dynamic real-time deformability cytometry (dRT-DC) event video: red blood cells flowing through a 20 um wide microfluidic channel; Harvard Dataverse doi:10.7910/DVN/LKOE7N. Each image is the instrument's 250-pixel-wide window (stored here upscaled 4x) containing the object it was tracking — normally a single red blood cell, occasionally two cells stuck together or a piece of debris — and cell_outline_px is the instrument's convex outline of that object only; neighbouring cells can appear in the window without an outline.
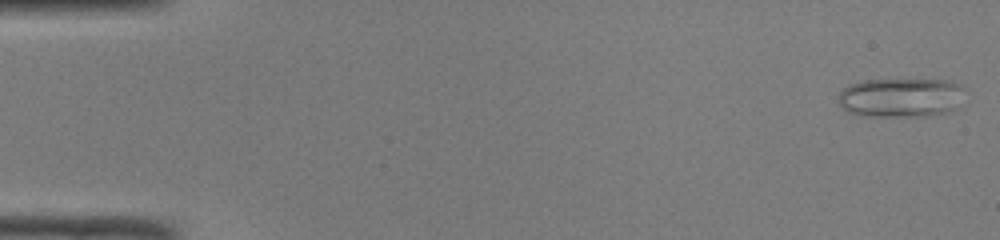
{"species": "common noctule bat (a hibernating species)", "species_latin": "Nyctalus noctula", "temperature_condition": "room temperature", "stored_images_in_passage": 50, "camera_frame_rate_fps": 3000, "um_per_image_px": 0.085, "animal": {"sex": "male", "body_mass_g": 19.0, "forearm_length_mm": 50.8}, "frame": {"image": 1, "passage_image": 1, "time_ms": 0.0, "image_size_px": [1000, 240], "cell_outline_px": [[968, 88], [960, 108], [948, 112], [928, 116], [864, 116], [848, 112], [836, 100], [840, 92], [844, 88], [852, 84], [864, 80], [952, 80]], "centroid_in_image_um": [76.69, 8.3], "position_along_channel_um": 8.3, "area_um2": 29.65}}
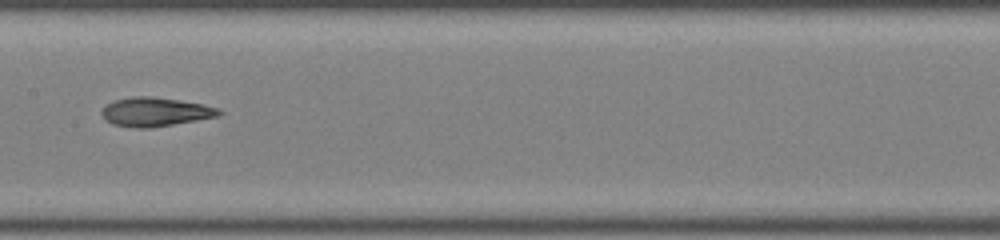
{"frame": {"image": 2, "passage_image": 25, "time_ms": 8.0, "image_size_px": [1000, 240], "cell_outline_px": [[224, 112], [216, 116], [196, 120], [148, 128], [136, 128], [112, 124], [104, 120], [100, 112], [112, 100], [132, 96], [152, 96], [180, 100], [204, 104], [220, 108]], "centroid_in_image_um": [13.17, 9.5], "position_along_channel_um": 194.2, "area_um2": 19.83}}
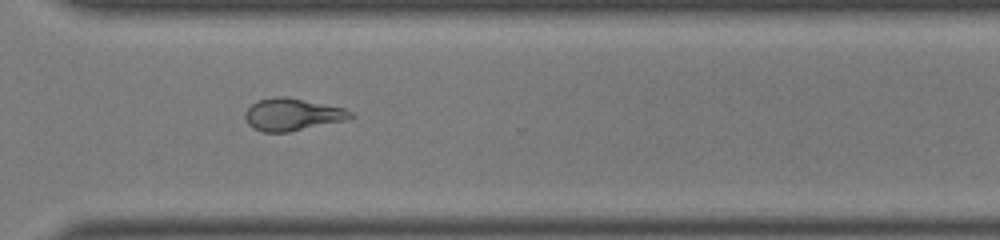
{"frame": {"image": 3, "passage_image": 36, "time_ms": 11.667, "image_size_px": [1000, 240], "cell_outline_px": [[356, 116], [344, 120], [288, 132], [264, 132], [252, 128], [248, 124], [244, 116], [244, 112], [256, 100], [272, 96], [288, 96], [344, 108], [352, 112]], "centroid_in_image_um": [24.81, 9.71], "position_along_channel_um": 345.8, "area_um2": 19.94}}